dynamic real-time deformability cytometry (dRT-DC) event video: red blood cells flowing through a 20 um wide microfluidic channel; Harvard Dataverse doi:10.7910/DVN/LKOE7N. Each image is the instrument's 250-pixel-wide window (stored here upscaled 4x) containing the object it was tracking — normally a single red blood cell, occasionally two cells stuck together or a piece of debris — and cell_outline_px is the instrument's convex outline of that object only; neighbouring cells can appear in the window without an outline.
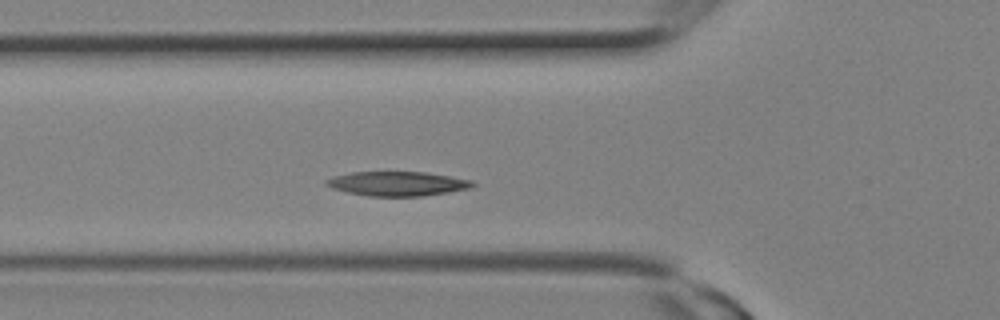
{"species": "Egyptian fruit bat (a non-hibernating species)", "species_latin": "Rousettus aegyptiacus", "temperature_condition": "room temperature", "stored_images_in_passage": 6, "camera_frame_rate_fps": 3000, "um_per_image_px": 0.085, "animal": {"sex": "female"}, "frame": {"image": 1, "passage_image": 6, "time_ms": 1.667, "image_size_px": [1000, 320], "cell_outline_px": [[476, 184], [468, 188], [448, 192], [420, 196], [368, 196], [348, 192], [332, 188], [324, 184], [324, 180], [332, 176], [352, 172], [424, 172], [472, 180]], "centroid_in_image_um": [33.72, 15.61], "position_along_channel_um": 92.1, "area_um2": 20.63}}